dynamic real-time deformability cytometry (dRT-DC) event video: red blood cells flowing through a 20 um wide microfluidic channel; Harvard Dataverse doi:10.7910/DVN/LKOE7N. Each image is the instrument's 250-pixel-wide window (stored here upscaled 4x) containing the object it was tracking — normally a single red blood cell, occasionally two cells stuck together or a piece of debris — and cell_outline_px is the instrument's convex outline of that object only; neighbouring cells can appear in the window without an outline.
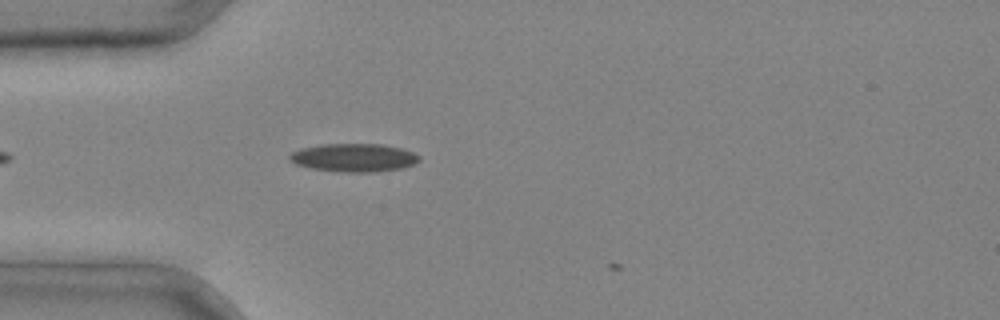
{"species": "common noctule bat (a hibernating species)", "species_latin": "Nyctalus noctula", "temperature_condition": "cold", "stored_images_in_passage": 2, "camera_frame_rate_fps": 3000, "um_per_image_px": 0.085, "animal": {"sex": "male", "body_mass_g": 20.4}, "frame": {"image": 1, "passage_image": 2, "time_ms": 0.333, "image_size_px": [1000, 320], "cell_outline_px": [[420, 160], [404, 168], [376, 172], [344, 172], [308, 168], [296, 164], [288, 156], [292, 152], [300, 148], [320, 144], [380, 144], [400, 148], [412, 152], [420, 156]], "centroid_in_image_um": [30.07, 13.4], "position_along_channel_um": 54.9, "area_um2": 21.33}}